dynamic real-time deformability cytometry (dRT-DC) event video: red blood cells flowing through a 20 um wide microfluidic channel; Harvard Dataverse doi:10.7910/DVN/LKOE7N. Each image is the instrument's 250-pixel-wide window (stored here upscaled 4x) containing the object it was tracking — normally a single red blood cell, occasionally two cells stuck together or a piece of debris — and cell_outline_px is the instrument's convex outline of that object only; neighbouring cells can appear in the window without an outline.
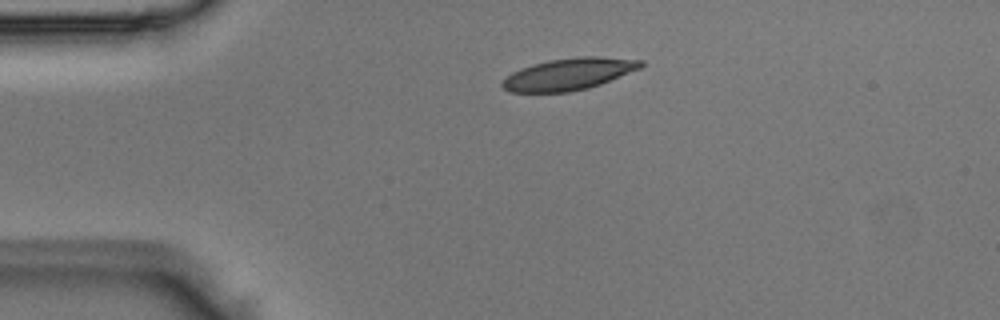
{"species": "Egyptian fruit bat (a non-hibernating species)", "species_latin": "Rousettus aegyptiacus", "temperature_condition": "room temperature", "stored_images_in_passage": 40, "camera_frame_rate_fps": 3000, "um_per_image_px": 0.085, "animal": {"sex": "male"}, "frame": {"image": 1, "passage_image": 1, "time_ms": 0.0, "image_size_px": [1000, 320], "cell_outline_px": [[644, 64], [640, 68], [600, 84], [588, 88], [568, 92], [512, 92], [504, 88], [500, 84], [512, 72], [520, 68], [532, 64], [548, 60], [580, 56], [600, 56], [644, 60]], "centroid_in_image_um": [48.36, 6.28], "position_along_channel_um": 36.6, "area_um2": 25.61}}
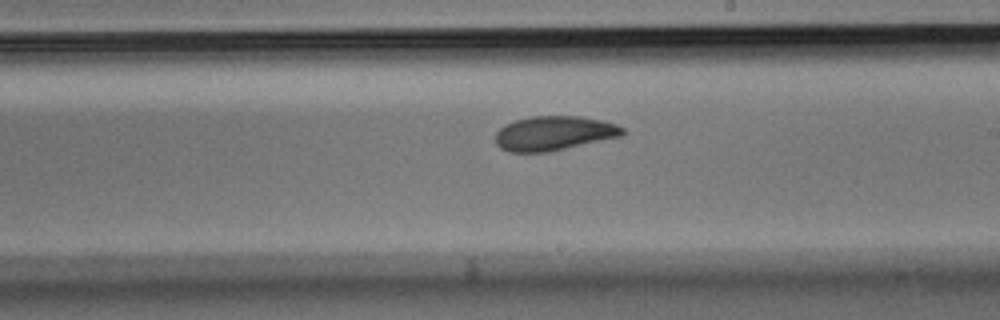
{"frame": {"image": 2, "passage_image": 19, "time_ms": 6.0, "image_size_px": [1000, 320], "cell_outline_px": [[624, 136], [548, 152], [512, 152], [500, 148], [496, 144], [496, 132], [504, 124], [516, 120], [532, 116], [580, 116], [600, 120], [616, 124], [624, 128]], "centroid_in_image_um": [47.1, 11.33], "position_along_channel_um": 241.9, "area_um2": 25.55}}
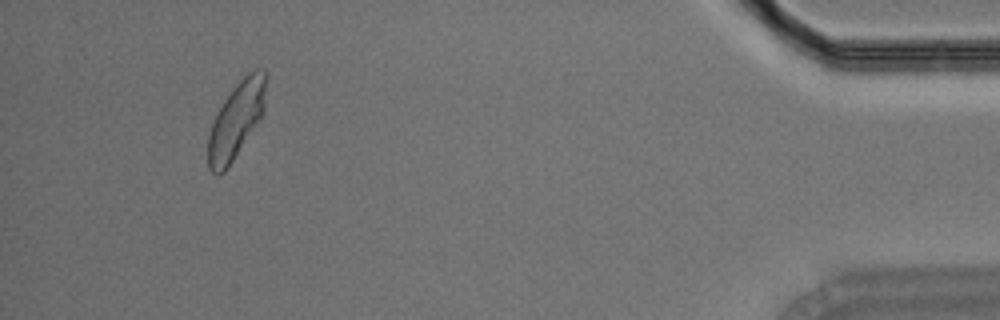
{"frame": {"image": 3, "passage_image": 37, "time_ms": 12.0, "image_size_px": [1000, 320], "cell_outline_px": [[264, 112], [228, 168], [224, 172], [216, 176], [208, 168], [208, 136], [212, 124], [224, 100], [232, 88], [248, 72], [256, 68], [264, 68]], "centroid_in_image_um": [20.05, 10.25], "position_along_channel_um": 415.1, "area_um2": 25.2}}